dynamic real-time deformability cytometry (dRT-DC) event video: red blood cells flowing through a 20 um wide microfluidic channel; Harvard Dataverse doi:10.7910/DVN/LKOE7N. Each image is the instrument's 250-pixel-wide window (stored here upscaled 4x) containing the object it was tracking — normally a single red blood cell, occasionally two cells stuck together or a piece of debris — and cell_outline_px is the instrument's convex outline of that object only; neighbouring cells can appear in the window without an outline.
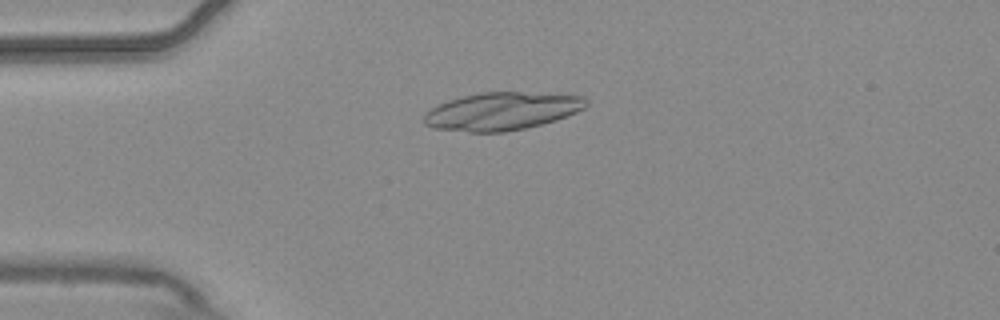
{"species": "common noctule bat (a hibernating species)", "species_latin": "Nyctalus noctula", "temperature_condition": "warm", "stored_images_in_passage": 6, "camera_frame_rate_fps": 3000, "um_per_image_px": 0.085, "animal": {"sex": "male", "body_mass_g": 20.4}, "frame": {"image": 1, "passage_image": 2, "time_ms": 0.333, "image_size_px": [1000, 320], "cell_outline_px": [[588, 104], [584, 108], [576, 112], [556, 120], [524, 128], [504, 132], [468, 132], [436, 128], [424, 124], [424, 112], [448, 100], [480, 92], [520, 92], [584, 96], [588, 100]], "centroid_in_image_um": [42.66, 9.45], "position_along_channel_um": 42.3, "area_um2": 35.49}}
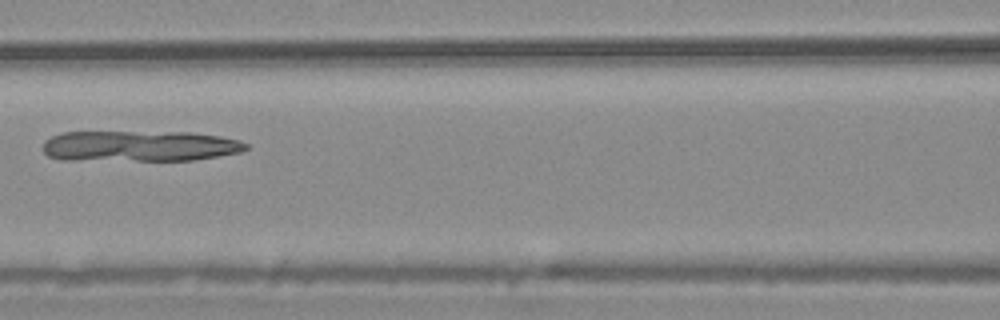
{"frame": {"image": 2, "passage_image": 5, "time_ms": 1.333, "image_size_px": [1000, 320], "cell_outline_px": [[248, 148], [240, 152], [192, 160], [60, 160], [48, 156], [44, 152], [44, 140], [52, 136], [64, 132], [188, 132], [220, 136], [240, 140], [248, 144]], "centroid_in_image_um": [11.85, 12.41], "position_along_channel_um": 154.8, "area_um2": 36.53}}
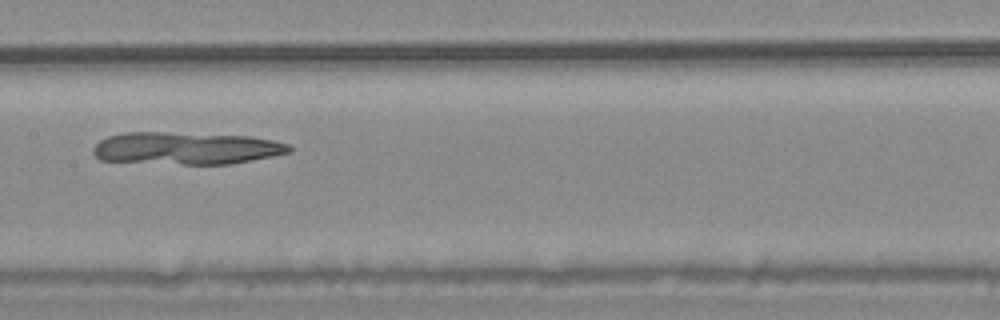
{"frame": {"image": 3, "passage_image": 6, "time_ms": 1.667, "image_size_px": [1000, 320], "cell_outline_px": [[292, 152], [272, 156], [228, 164], [184, 164], [100, 160], [92, 152], [92, 148], [100, 140], [108, 136], [124, 132], [164, 132], [252, 136], [272, 140], [288, 144], [292, 148]], "centroid_in_image_um": [15.82, 12.59], "position_along_channel_um": 191.6, "area_um2": 36.88}}